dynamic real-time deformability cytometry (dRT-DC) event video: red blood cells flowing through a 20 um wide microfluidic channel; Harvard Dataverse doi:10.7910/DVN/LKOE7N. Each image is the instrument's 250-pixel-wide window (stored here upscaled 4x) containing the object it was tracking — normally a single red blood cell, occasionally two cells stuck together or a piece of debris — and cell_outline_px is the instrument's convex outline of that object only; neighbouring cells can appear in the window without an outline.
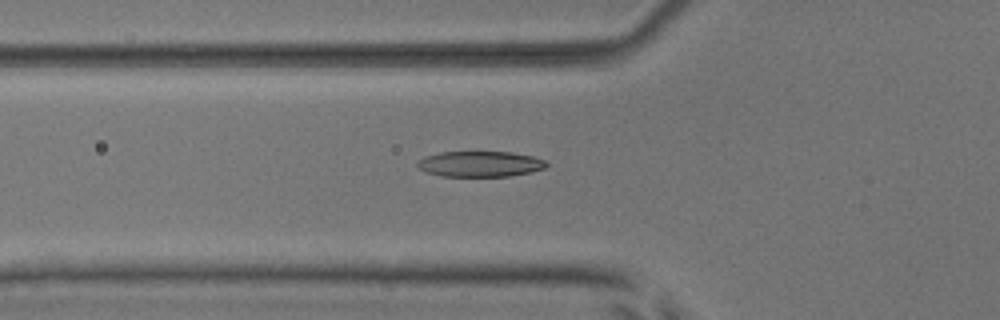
{"species": "common noctule bat (a hibernating species)", "species_latin": "Nyctalus noctula", "temperature_condition": "room temperature", "stored_images_in_passage": 53, "camera_frame_rate_fps": 3000, "um_per_image_px": 0.085, "animal": {"sex": "male", "body_mass_g": 17.9, "forearm_length_mm": 54.2}, "frame": {"image": 1, "passage_image": 19, "time_ms": 6.0, "image_size_px": [1000, 320], "cell_outline_px": [[548, 164], [544, 168], [532, 172], [508, 176], [440, 176], [424, 172], [416, 164], [424, 156], [440, 152], [512, 152], [532, 156], [544, 160]], "centroid_in_image_um": [40.79, 13.94], "position_along_channel_um": 85.0, "area_um2": 19.25}}
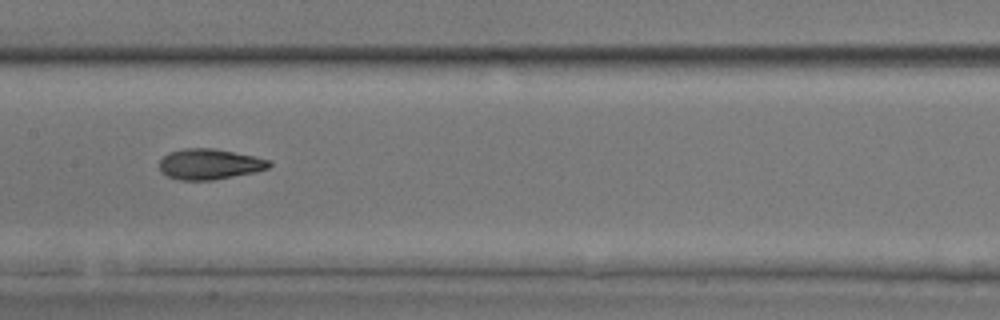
{"frame": {"image": 2, "passage_image": 27, "time_ms": 8.667, "image_size_px": [1000, 320], "cell_outline_px": [[272, 164], [268, 168], [256, 172], [212, 180], [180, 180], [168, 176], [160, 172], [160, 160], [164, 156], [172, 152], [184, 148], [216, 148], [272, 160]], "centroid_in_image_um": [17.84, 13.95], "position_along_channel_um": 189.6, "area_um2": 19.59}}
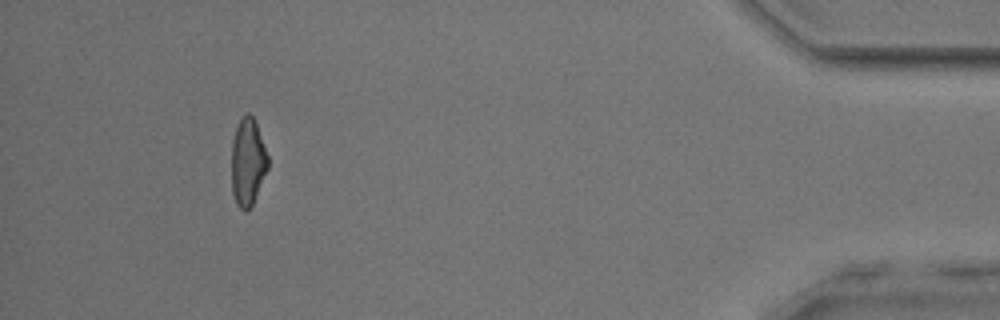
{"frame": {"image": 3, "passage_image": 49, "time_ms": 16.0, "image_size_px": [1000, 320], "cell_outline_px": [[268, 168], [252, 204], [244, 212], [236, 204], [232, 192], [232, 140], [236, 128], [240, 120], [248, 112], [252, 116], [256, 124], [268, 156]], "centroid_in_image_um": [21.05, 13.79], "position_along_channel_um": 414.2, "area_um2": 18.21}, "authors_computed_cell_mechanics": {"area_um2": 19.4786, "velocity_mm_per_s": 3.9142, "shape_relaxation_time_tau1_ms": 2.5978, "shape_relaxation_time_tau2_ms": 2.0419, "deformation_change_tau1": 0.1445, "deformation_change_tau2": 0.0946}}